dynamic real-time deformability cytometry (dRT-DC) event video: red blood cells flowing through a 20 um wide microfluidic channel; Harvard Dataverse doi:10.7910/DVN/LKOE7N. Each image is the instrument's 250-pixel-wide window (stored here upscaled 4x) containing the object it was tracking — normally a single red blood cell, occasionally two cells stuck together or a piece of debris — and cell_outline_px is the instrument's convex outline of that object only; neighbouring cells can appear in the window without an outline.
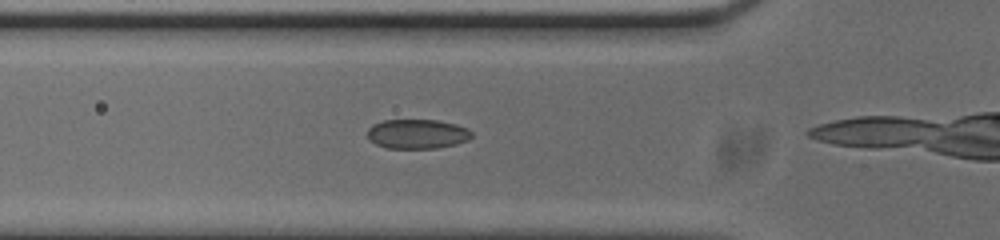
{"species": "common noctule bat (a hibernating species)", "species_latin": "Nyctalus noctula", "temperature_condition": "cold", "stored_images_in_passage": 14, "camera_frame_rate_fps": 3000, "um_per_image_px": 0.085, "animal": {"sex": "male", "body_mass_g": 20.0, "forearm_length_mm": 53.3}, "frame": {"image": 1, "passage_image": 10, "time_ms": 3.0, "image_size_px": [1000, 240], "cell_outline_px": [[472, 136], [468, 140], [456, 144], [436, 148], [384, 148], [368, 140], [368, 128], [372, 124], [384, 120], [436, 120], [456, 124], [468, 128], [472, 132]], "centroid_in_image_um": [35.45, 11.38], "position_along_channel_um": 90.3, "area_um2": 18.03}}